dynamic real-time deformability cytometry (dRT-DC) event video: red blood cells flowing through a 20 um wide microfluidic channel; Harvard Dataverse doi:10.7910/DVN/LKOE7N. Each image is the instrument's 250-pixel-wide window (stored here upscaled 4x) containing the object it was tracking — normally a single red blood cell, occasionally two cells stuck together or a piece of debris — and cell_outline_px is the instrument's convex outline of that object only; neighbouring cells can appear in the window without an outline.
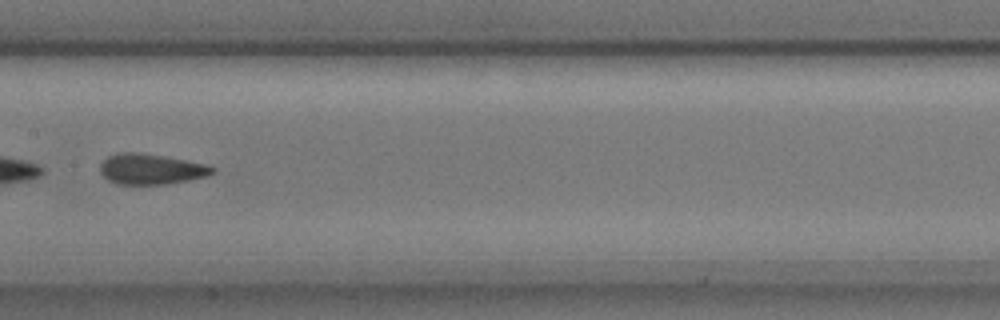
{"species": "common noctule bat (a hibernating species)", "species_latin": "Nyctalus noctula", "temperature_condition": "cold", "stored_images_in_passage": 11, "camera_frame_rate_fps": 3000, "um_per_image_px": 0.085, "animal": {"sex": "male", "body_mass_g": 17.9, "forearm_length_mm": 54.2}, "frame": {"image": 1, "passage_image": 5, "time_ms": 1.333, "image_size_px": [1000, 320], "cell_outline_px": [[216, 172], [208, 176], [168, 184], [116, 184], [108, 180], [100, 172], [100, 164], [108, 156], [120, 152], [136, 152], [164, 156], [204, 164], [216, 168]], "centroid_in_image_um": [12.83, 14.38], "position_along_channel_um": 194.6, "area_um2": 19.94}}
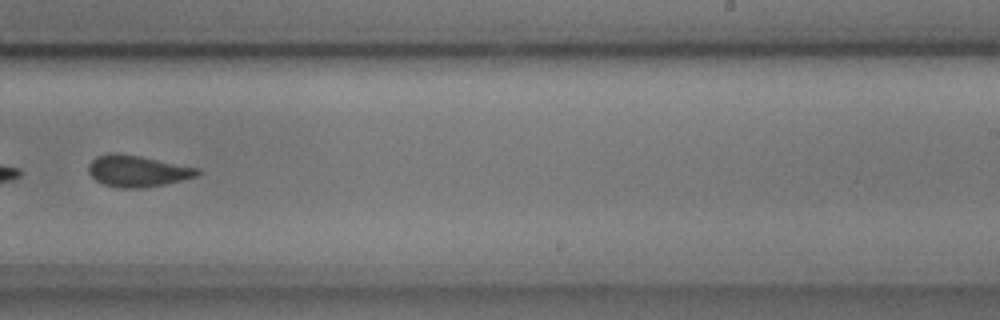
{"frame": {"image": 2, "passage_image": 7, "time_ms": 2.0, "image_size_px": [1000, 320], "cell_outline_px": [[200, 172], [196, 176], [164, 184], [140, 188], [120, 188], [104, 184], [96, 180], [88, 172], [88, 164], [96, 156], [108, 152], [116, 152], [140, 156], [200, 168]], "centroid_in_image_um": [11.64, 14.52], "position_along_channel_um": 277.4, "area_um2": 19.94}}